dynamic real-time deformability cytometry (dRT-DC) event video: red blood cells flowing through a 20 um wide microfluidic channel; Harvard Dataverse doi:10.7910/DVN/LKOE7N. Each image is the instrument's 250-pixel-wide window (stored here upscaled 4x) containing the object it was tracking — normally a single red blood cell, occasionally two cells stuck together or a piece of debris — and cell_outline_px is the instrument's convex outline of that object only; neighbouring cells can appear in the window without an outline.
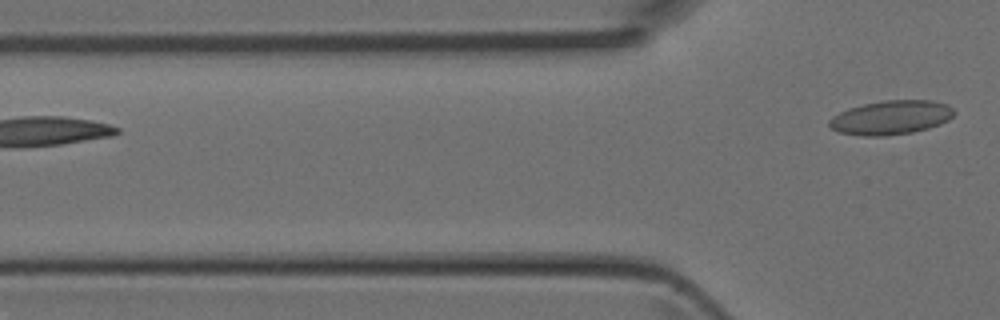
{"species": "Egyptian fruit bat (a non-hibernating species)", "species_latin": "Rousettus aegyptiacus", "temperature_condition": "room temperature", "stored_images_in_passage": 2, "camera_frame_rate_fps": 3000, "um_per_image_px": 0.085, "animal": {"sex": "female"}, "frame": {"image": 1, "passage_image": 2, "time_ms": 0.333, "image_size_px": [1000, 320], "cell_outline_px": [[956, 112], [948, 120], [940, 124], [928, 128], [912, 132], [884, 136], [864, 136], [836, 132], [828, 124], [828, 120], [832, 116], [848, 108], [864, 104], [884, 100], [932, 100], [948, 104]], "centroid_in_image_um": [75.72, 9.99], "position_along_channel_um": 50.1, "area_um2": 24.91}}